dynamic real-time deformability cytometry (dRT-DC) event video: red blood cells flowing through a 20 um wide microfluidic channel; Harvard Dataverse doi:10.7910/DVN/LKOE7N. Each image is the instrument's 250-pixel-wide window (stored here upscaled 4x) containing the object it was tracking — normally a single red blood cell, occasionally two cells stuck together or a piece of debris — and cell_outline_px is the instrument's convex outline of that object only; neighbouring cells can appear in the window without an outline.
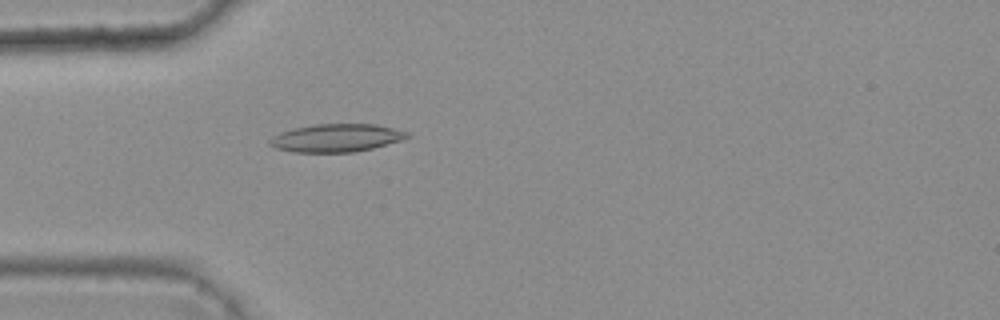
{"species": "common noctule bat (a hibernating species)", "species_latin": "Nyctalus noctula", "temperature_condition": "warm", "stored_images_in_passage": 4, "camera_frame_rate_fps": 3000, "um_per_image_px": 0.085, "animal": {"sex": "female", "body_mass_g": 25.1}, "frame": {"image": 1, "passage_image": 4, "time_ms": 1.0, "image_size_px": [1000, 320], "cell_outline_px": [[412, 136], [400, 140], [372, 148], [352, 152], [292, 152], [276, 148], [268, 144], [268, 140], [272, 136], [280, 132], [296, 128], [316, 124], [376, 124], [408, 132]], "centroid_in_image_um": [28.56, 11.72], "position_along_channel_um": 56.4, "area_um2": 22.25}}